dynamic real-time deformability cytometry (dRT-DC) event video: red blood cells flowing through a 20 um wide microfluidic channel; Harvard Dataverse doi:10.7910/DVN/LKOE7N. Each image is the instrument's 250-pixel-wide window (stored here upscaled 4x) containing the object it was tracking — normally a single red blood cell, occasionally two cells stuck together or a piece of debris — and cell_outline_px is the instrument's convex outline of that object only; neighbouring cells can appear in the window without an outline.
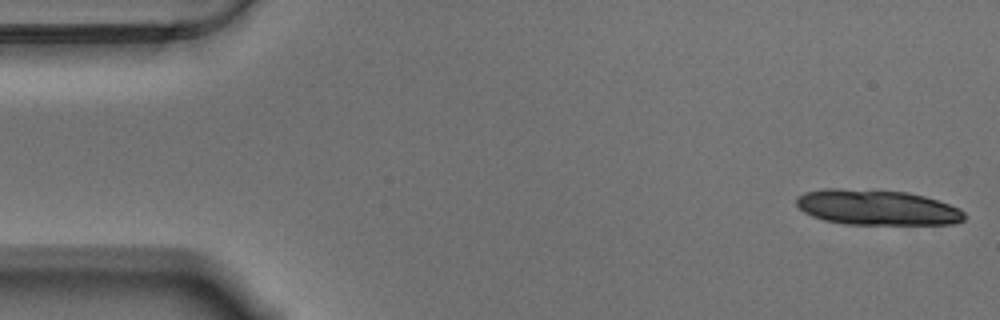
{"species": "Egyptian fruit bat (a non-hibernating species)", "species_latin": "Rousettus aegyptiacus", "temperature_condition": "warm", "stored_images_in_passage": 14, "camera_frame_rate_fps": 3000, "um_per_image_px": 0.085, "animal": {"sex": "male"}, "frame": {"image": 1, "passage_image": 1, "time_ms": 0.0, "image_size_px": [1000, 320], "cell_outline_px": [[964, 220], [956, 224], [844, 224], [824, 220], [812, 216], [804, 212], [796, 204], [796, 196], [804, 192], [824, 188], [840, 188], [908, 192], [924, 196], [960, 208], [964, 212]], "centroid_in_image_um": [74.51, 17.63], "position_along_channel_um": 10.5, "area_um2": 34.68}}